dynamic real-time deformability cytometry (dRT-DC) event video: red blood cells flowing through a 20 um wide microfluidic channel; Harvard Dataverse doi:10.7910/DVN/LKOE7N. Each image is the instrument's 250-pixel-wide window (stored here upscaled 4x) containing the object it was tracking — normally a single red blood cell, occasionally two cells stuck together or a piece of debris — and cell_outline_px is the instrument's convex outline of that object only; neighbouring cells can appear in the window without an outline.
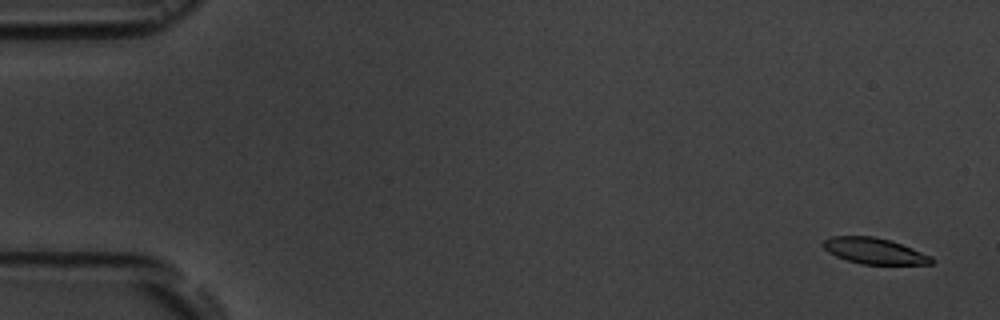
{"species": "common noctule bat (a hibernating species)", "species_latin": "Nyctalus noctula", "temperature_condition": "room temperature", "stored_images_in_passage": 6, "segment_of_instrument_passage": [1, 2], "camera_frame_rate_fps": 3000, "um_per_image_px": 0.085, "animal": {"sex": "male", "body_mass_g": 19.5, "forearm_length_mm": 54.6}, "frame": {"image": 1, "passage_image": 1, "time_ms": 0.0, "image_size_px": [1000, 320], "cell_outline_px": [[936, 260], [932, 264], [860, 264], [836, 256], [828, 252], [820, 244], [824, 240], [832, 236], [872, 236], [892, 240], [932, 256]], "centroid_in_image_um": [74.33, 21.32], "position_along_channel_um": 10.7, "area_um2": 16.53}}
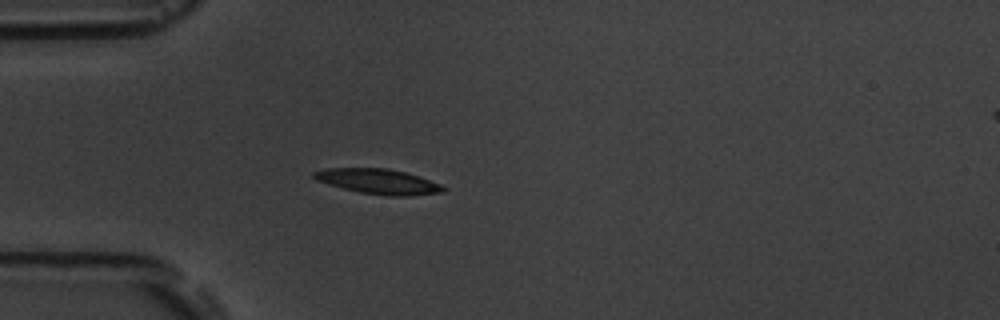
{"frame": {"image": 2, "passage_image": 5, "time_ms": 4.667, "image_size_px": [1000, 320], "cell_outline_px": [[448, 188], [444, 192], [408, 196], [388, 196], [360, 192], [328, 184], [316, 180], [312, 176], [312, 172], [328, 168], [388, 168], [404, 172], [440, 184]], "centroid_in_image_um": [32.15, 15.43], "position_along_channel_um": 52.8, "area_um2": 18.73}}